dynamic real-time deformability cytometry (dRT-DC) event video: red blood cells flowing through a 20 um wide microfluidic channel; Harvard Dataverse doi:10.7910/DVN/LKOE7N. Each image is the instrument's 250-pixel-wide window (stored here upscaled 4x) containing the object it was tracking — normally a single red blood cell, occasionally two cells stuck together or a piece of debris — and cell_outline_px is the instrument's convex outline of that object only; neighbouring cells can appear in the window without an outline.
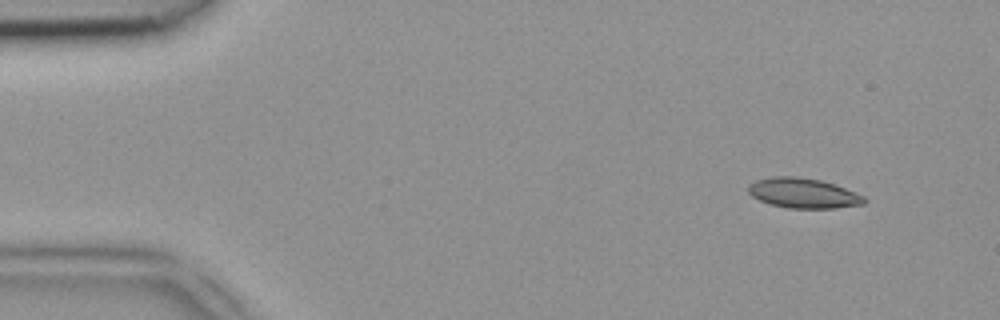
{"species": "common noctule bat (a hibernating species)", "species_latin": "Nyctalus noctula", "temperature_condition": "room temperature", "stored_images_in_passage": 12, "camera_frame_rate_fps": 3000, "um_per_image_px": 0.085, "animal": {"sex": "female", "body_mass_g": 18.4}, "frame": {"image": 1, "passage_image": 4, "time_ms": 1.0, "image_size_px": [1000, 320], "cell_outline_px": [[868, 200], [864, 204], [836, 208], [788, 208], [772, 204], [760, 200], [752, 196], [748, 192], [748, 184], [756, 180], [772, 176], [796, 176], [820, 180], [844, 188], [864, 196]], "centroid_in_image_um": [68.27, 16.41], "position_along_channel_um": 16.7, "area_um2": 20.17}}